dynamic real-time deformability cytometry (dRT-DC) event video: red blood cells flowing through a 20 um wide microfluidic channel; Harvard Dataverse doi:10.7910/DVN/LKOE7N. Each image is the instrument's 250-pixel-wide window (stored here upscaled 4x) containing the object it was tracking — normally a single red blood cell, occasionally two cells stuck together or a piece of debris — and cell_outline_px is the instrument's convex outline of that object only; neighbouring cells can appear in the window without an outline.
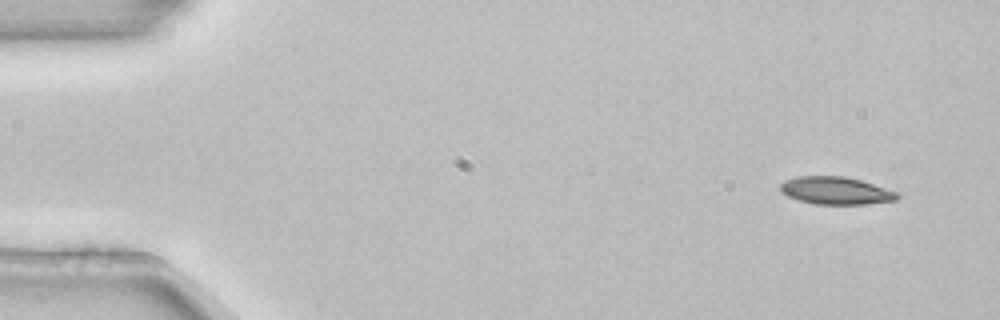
{"species": "common noctule bat (a hibernating species)", "species_latin": "Nyctalus noctula", "temperature_condition": "room temperature", "stored_images_in_passage": 4, "camera_frame_rate_fps": 3000, "um_per_image_px": 0.085, "animal": {"sex": "female", "body_mass_g": 22.7, "forearm_length_mm": 54.2}, "frame": {"image": 1, "passage_image": 1, "time_ms": 0.0, "image_size_px": [1000, 320], "cell_outline_px": [[900, 196], [896, 200], [864, 204], [816, 204], [800, 200], [788, 196], [780, 188], [780, 184], [784, 180], [796, 176], [844, 176], [860, 180], [896, 192]], "centroid_in_image_um": [71.02, 16.19], "position_along_channel_um": 14.0, "area_um2": 18.5}}
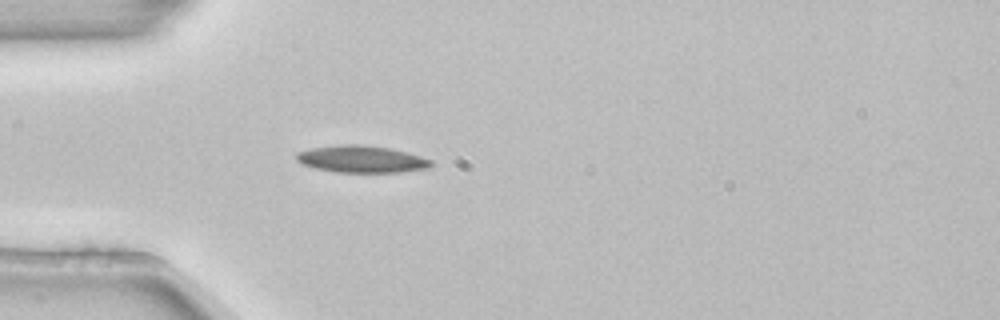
{"frame": {"image": 2, "passage_image": 4, "time_ms": 1.0, "image_size_px": [1000, 320], "cell_outline_px": [[432, 164], [428, 168], [400, 172], [336, 172], [316, 168], [304, 164], [296, 160], [296, 152], [312, 148], [344, 144], [364, 144], [388, 148], [408, 152], [432, 160]], "centroid_in_image_um": [30.74, 13.52], "position_along_channel_um": 54.3, "area_um2": 21.1}}